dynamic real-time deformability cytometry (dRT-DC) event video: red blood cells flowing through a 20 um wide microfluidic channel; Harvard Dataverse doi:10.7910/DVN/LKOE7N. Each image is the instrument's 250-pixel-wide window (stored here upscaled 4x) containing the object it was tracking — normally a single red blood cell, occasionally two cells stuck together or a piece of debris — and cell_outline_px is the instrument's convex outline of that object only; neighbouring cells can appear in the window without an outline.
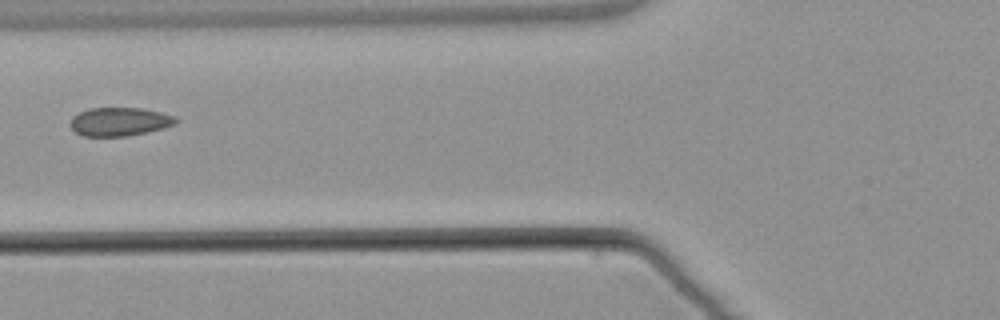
{"species": "common noctule bat (a hibernating species)", "species_latin": "Nyctalus noctula", "temperature_condition": "warm", "stored_images_in_passage": 6, "camera_frame_rate_fps": 3000, "um_per_image_px": 0.085, "animal": {"sex": "male", "body_mass_g": 21.5, "forearm_length_mm": 52.0}, "frame": {"image": 1, "passage_image": 6, "time_ms": 6.0, "image_size_px": [1000, 320], "cell_outline_px": [[180, 120], [176, 124], [164, 128], [128, 136], [80, 136], [68, 124], [72, 116], [88, 108], [140, 108], [160, 112], [176, 116]], "centroid_in_image_um": [10.16, 10.34], "position_along_channel_um": 115.6, "area_um2": 17.74}}